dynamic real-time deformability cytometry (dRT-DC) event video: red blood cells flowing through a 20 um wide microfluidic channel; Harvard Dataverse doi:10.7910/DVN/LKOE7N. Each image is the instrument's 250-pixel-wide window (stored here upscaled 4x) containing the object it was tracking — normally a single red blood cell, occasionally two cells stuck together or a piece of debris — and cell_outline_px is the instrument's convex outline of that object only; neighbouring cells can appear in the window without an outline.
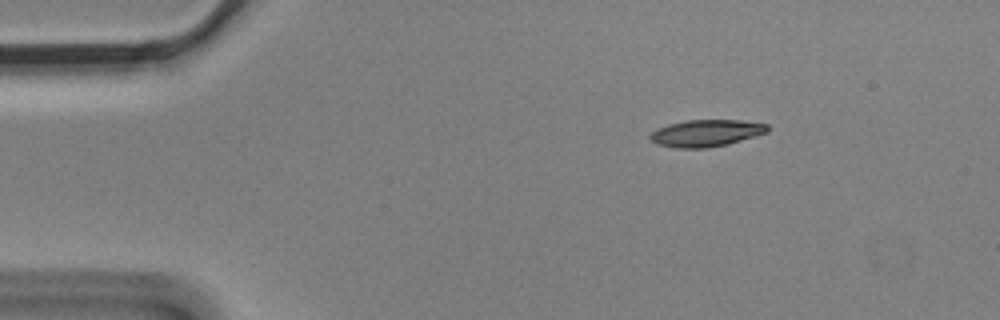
{"species": "Egyptian fruit bat (a non-hibernating species)", "species_latin": "Rousettus aegyptiacus", "temperature_condition": "cold", "stored_images_in_passage": 3, "camera_frame_rate_fps": 3000, "um_per_image_px": 0.085, "animal": {"sex": "male"}, "frame": {"image": 1, "passage_image": 1, "time_ms": 0.0, "image_size_px": [1000, 320], "cell_outline_px": [[768, 132], [728, 144], [708, 148], [676, 148], [656, 144], [648, 136], [652, 132], [668, 124], [684, 120], [740, 120], [768, 124]], "centroid_in_image_um": [60.02, 11.31], "position_along_channel_um": 25.0, "area_um2": 18.38}}